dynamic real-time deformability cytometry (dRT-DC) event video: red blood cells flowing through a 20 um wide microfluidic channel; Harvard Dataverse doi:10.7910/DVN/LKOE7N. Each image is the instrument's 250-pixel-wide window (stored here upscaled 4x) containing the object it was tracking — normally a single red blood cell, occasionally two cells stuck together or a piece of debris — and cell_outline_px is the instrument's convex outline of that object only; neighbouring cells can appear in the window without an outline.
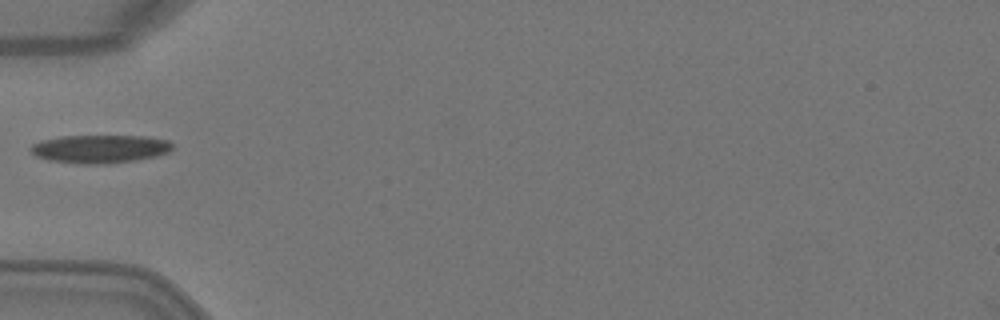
{"species": "Egyptian fruit bat (a non-hibernating species)", "species_latin": "Rousettus aegyptiacus", "temperature_condition": "warm", "stored_images_in_passage": 1, "camera_frame_rate_fps": 3000, "um_per_image_px": 0.085, "animal": {"sex": "female"}, "frame": {"image": 1, "passage_image": 1, "time_ms": 0.0, "image_size_px": [1000, 320], "cell_outline_px": [[172, 148], [168, 152], [156, 156], [108, 164], [80, 164], [48, 160], [36, 156], [32, 152], [32, 144], [40, 140], [60, 136], [144, 136], [168, 140], [172, 144]], "centroid_in_image_um": [8.47, 12.65], "position_along_channel_um": 76.5, "area_um2": 23.24}}